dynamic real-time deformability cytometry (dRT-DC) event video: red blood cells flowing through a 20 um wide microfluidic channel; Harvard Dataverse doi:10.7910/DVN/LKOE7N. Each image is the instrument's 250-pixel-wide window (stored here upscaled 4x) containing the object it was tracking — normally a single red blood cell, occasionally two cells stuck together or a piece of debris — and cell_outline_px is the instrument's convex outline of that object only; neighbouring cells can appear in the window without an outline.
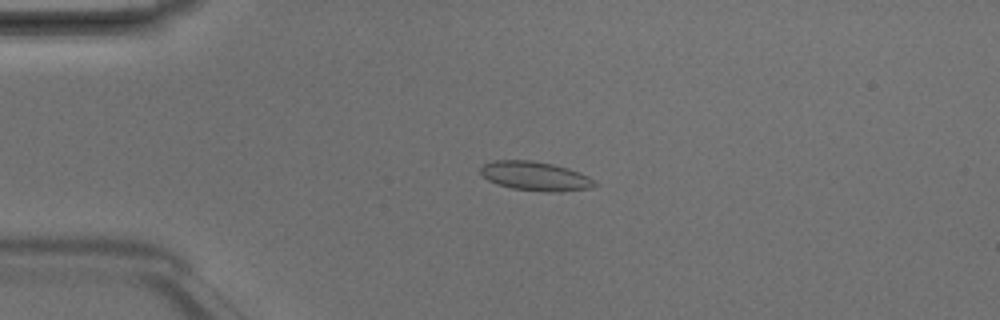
{"species": "Egyptian fruit bat (a non-hibernating species)", "species_latin": "Rousettus aegyptiacus", "temperature_condition": "room temperature", "stored_images_in_passage": 4, "camera_frame_rate_fps": 3000, "um_per_image_px": 0.085, "animal": {"sex": "male"}, "frame": {"image": 1, "passage_image": 3, "time_ms": 0.667, "image_size_px": [1000, 320], "cell_outline_px": [[600, 184], [592, 188], [560, 192], [548, 192], [512, 188], [496, 184], [488, 180], [480, 172], [480, 168], [484, 164], [492, 160], [532, 160], [552, 164], [568, 168], [580, 172], [596, 180]], "centroid_in_image_um": [45.55, 14.97], "position_along_channel_um": 39.5, "area_um2": 19.59}}